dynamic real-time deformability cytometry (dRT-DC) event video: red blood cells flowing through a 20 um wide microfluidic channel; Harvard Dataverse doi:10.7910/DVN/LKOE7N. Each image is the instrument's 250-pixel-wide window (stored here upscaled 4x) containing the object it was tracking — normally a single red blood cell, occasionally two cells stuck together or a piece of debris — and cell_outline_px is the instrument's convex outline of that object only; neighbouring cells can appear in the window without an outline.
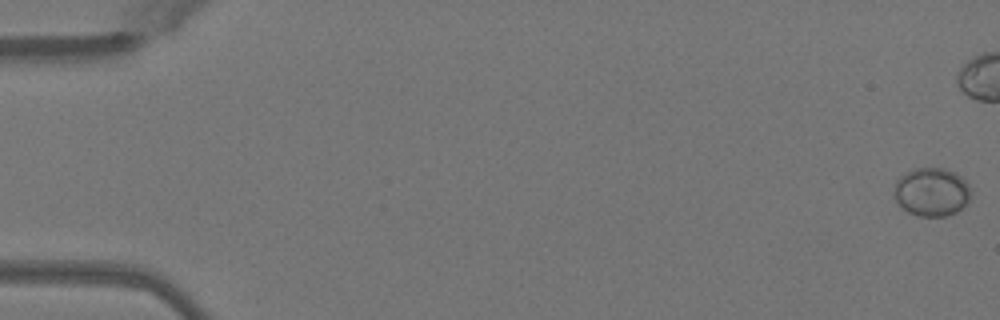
{"species": "Egyptian fruit bat (a non-hibernating species)", "species_latin": "Rousettus aegyptiacus", "temperature_condition": "warm", "stored_images_in_passage": 41, "camera_frame_rate_fps": 3000, "um_per_image_px": 0.085, "animal": {"sex": "female"}, "frame": {"image": 1, "passage_image": 1, "time_ms": 0.0, "image_size_px": [1000, 320], "cell_outline_px": [[968, 200], [956, 212], [944, 216], [920, 216], [908, 212], [900, 208], [892, 196], [892, 192], [896, 180], [900, 176], [916, 168], [944, 168], [956, 172], [968, 184]], "centroid_in_image_um": [79.11, 16.31], "position_along_channel_um": 5.9, "area_um2": 21.68}}
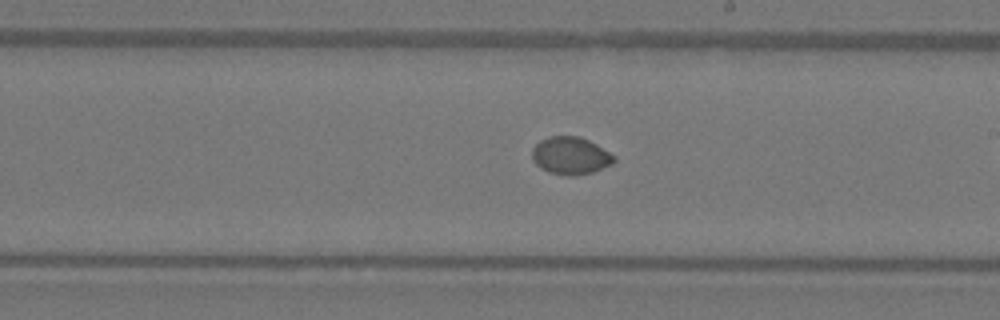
{"frame": {"image": 2, "passage_image": 30, "time_ms": 9.667, "image_size_px": [1000, 320], "cell_outline_px": [[616, 160], [612, 164], [592, 172], [572, 176], [568, 176], [548, 172], [540, 168], [532, 160], [532, 148], [540, 140], [548, 136], [580, 136], [596, 144], [616, 156]], "centroid_in_image_um": [48.48, 13.23], "position_along_channel_um": 240.5, "area_um2": 18.03}}
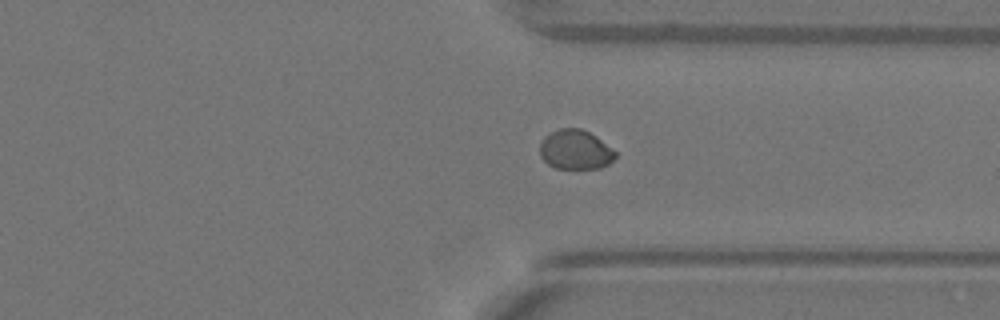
{"frame": {"image": 3, "passage_image": 39, "time_ms": 12.667, "image_size_px": [1000, 320], "cell_outline_px": [[616, 156], [608, 164], [600, 168], [556, 168], [548, 164], [540, 156], [540, 144], [544, 136], [560, 128], [580, 128], [596, 136], [616, 152]], "centroid_in_image_um": [48.89, 12.72], "position_along_channel_um": 362.5, "area_um2": 17.22}}